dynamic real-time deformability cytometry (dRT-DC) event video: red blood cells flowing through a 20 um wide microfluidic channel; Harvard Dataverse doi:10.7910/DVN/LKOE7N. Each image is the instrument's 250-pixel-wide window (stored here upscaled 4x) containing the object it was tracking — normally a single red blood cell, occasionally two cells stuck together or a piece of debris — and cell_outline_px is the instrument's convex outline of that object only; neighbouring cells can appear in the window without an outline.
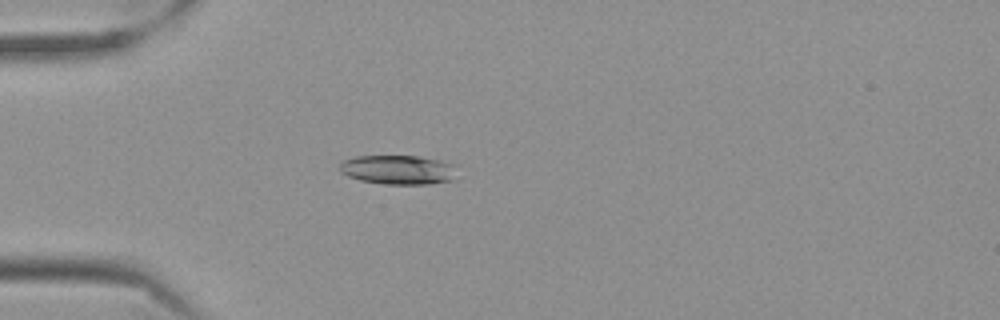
{"species": "Egyptian fruit bat (a non-hibernating species)", "species_latin": "Rousettus aegyptiacus", "temperature_condition": "cold", "stored_images_in_passage": 56, "camera_frame_rate_fps": 3000, "um_per_image_px": 0.085, "frame": {"image": 1, "passage_image": 15, "time_ms": 4.667, "image_size_px": [1000, 320], "cell_outline_px": [[452, 180], [428, 184], [384, 184], [360, 180], [348, 176], [340, 172], [340, 160], [356, 156], [420, 156], [440, 160], [452, 164]], "centroid_in_image_um": [33.75, 14.42], "position_along_channel_um": 51.3, "area_um2": 19.83}}
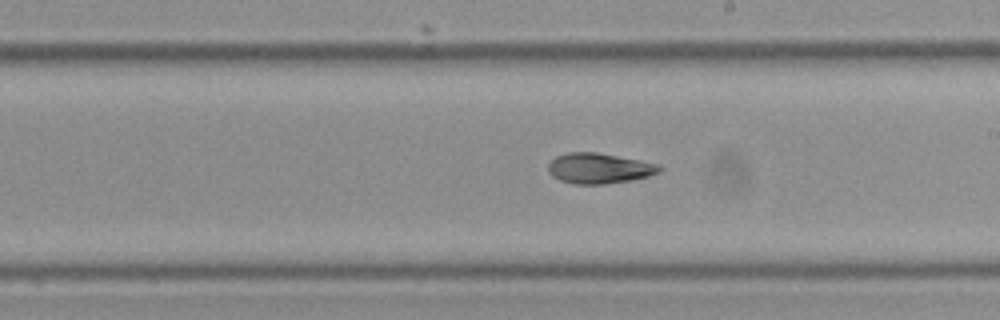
{"frame": {"image": 2, "passage_image": 32, "time_ms": 10.333, "image_size_px": [1000, 320], "cell_outline_px": [[664, 168], [660, 172], [648, 176], [632, 180], [604, 184], [576, 184], [560, 180], [552, 176], [548, 172], [548, 164], [556, 156], [568, 152], [596, 152], [640, 160], [660, 164]], "centroid_in_image_um": [50.95, 14.3], "position_along_channel_um": 238.1, "area_um2": 19.83}}
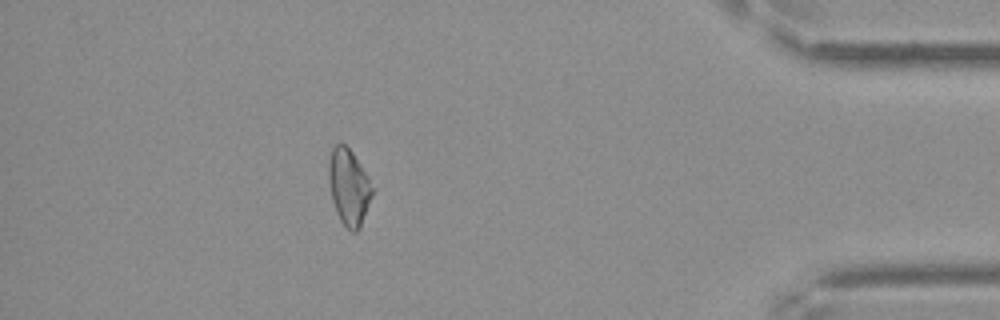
{"frame": {"image": 3, "passage_image": 50, "time_ms": 16.333, "image_size_px": [1000, 320], "cell_outline_px": [[376, 188], [360, 228], [356, 232], [352, 232], [340, 220], [336, 212], [332, 200], [328, 180], [328, 160], [332, 148], [336, 144], [344, 144], [352, 152]], "centroid_in_image_um": [29.67, 15.9], "position_along_channel_um": 405.5, "area_um2": 19.65}, "authors_computed_cell_mechanics": {"area_um2": 19.9699, "velocity_mm_per_s": 3.5133, "shape_relaxation_time_tau1_ms": null, "shape_relaxation_time_tau2_ms": 3.0189, "deformation_change_tau1": null, "deformation_change_tau2": 0.0881}}